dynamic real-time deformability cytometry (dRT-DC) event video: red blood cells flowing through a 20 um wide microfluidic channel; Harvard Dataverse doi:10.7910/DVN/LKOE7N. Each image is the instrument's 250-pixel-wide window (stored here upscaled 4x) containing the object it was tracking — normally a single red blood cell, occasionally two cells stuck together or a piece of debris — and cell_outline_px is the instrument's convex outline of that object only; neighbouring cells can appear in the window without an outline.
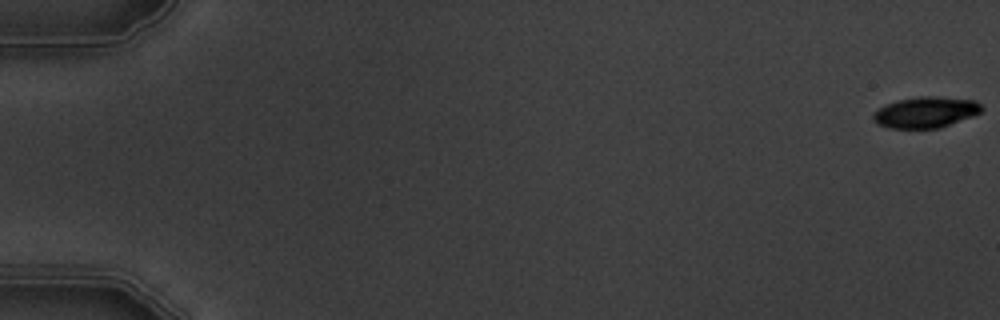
{"species": "common noctule bat (a hibernating species)", "species_latin": "Nyctalus noctula", "temperature_condition": "warm", "stored_images_in_passage": 6, "camera_frame_rate_fps": 3000, "um_per_image_px": 0.085, "animal": {"sex": "male", "body_mass_g": 19.5, "forearm_length_mm": 54.6}, "frame": {"image": 1, "passage_image": 1, "time_ms": 0.0, "image_size_px": [1000, 320], "cell_outline_px": [[984, 108], [980, 112], [972, 116], [940, 128], [888, 128], [880, 124], [872, 116], [884, 104], [896, 100], [920, 96], [932, 96], [976, 100]], "centroid_in_image_um": [78.71, 9.53], "position_along_channel_um": 6.3, "area_um2": 19.42}}
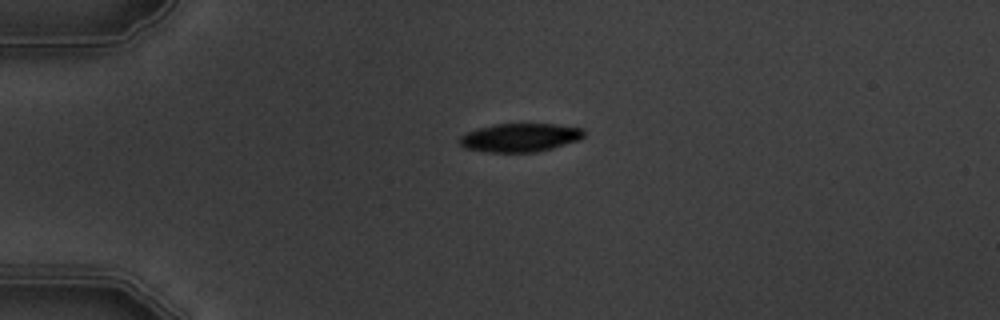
{"frame": {"image": 2, "passage_image": 5, "time_ms": 4.667, "image_size_px": [1000, 320], "cell_outline_px": [[584, 136], [580, 140], [552, 148], [536, 152], [488, 152], [464, 148], [460, 144], [460, 136], [476, 128], [496, 124], [556, 124], [584, 128]], "centroid_in_image_um": [44.22, 11.69], "position_along_channel_um": 40.8, "area_um2": 20.69}}